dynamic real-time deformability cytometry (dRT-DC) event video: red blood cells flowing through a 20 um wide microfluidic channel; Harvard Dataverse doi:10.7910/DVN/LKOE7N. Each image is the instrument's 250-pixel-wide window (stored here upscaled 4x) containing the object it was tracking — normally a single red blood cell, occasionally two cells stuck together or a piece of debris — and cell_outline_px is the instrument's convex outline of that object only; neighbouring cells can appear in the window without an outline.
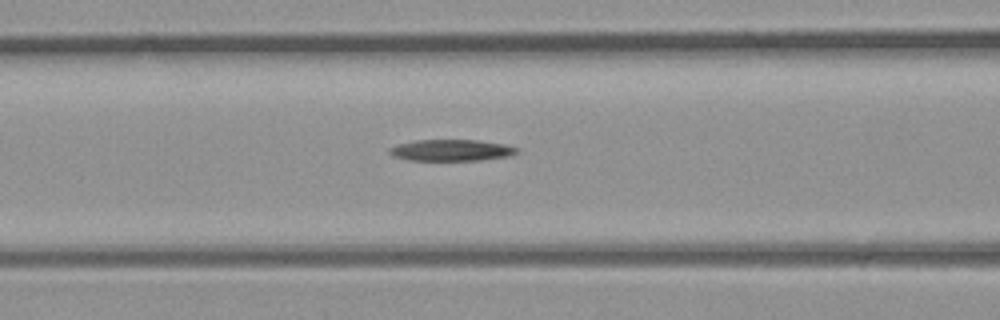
{"species": "common noctule bat (a hibernating species)", "species_latin": "Nyctalus noctula", "temperature_condition": "room temperature", "stored_images_in_passage": 25, "camera_frame_rate_fps": 3000, "um_per_image_px": 0.085, "animal": {"sex": "male", "body_mass_g": 23.1, "forearm_length_mm": 52.7}, "frame": {"image": 1, "passage_image": 5, "time_ms": 1.333, "image_size_px": [1000, 320], "cell_outline_px": [[520, 152], [512, 156], [484, 160], [408, 160], [392, 156], [388, 152], [388, 148], [400, 144], [416, 140], [476, 140], [504, 144], [520, 148]], "centroid_in_image_um": [38.42, 12.78], "position_along_channel_um": 128.2, "area_um2": 16.07}}
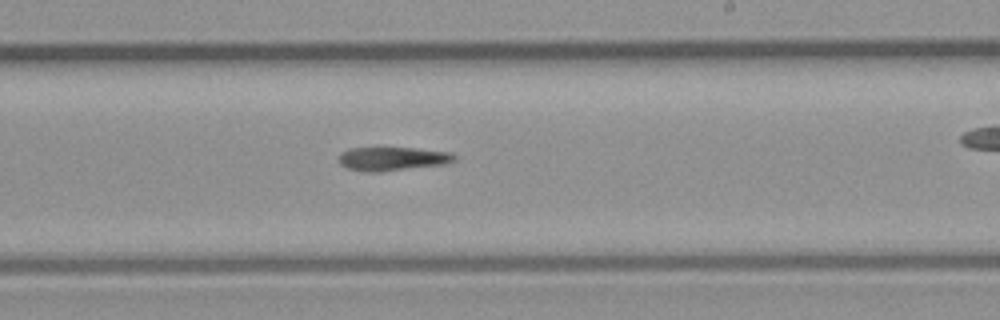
{"frame": {"image": 2, "passage_image": 12, "time_ms": 3.667, "image_size_px": [1000, 320], "cell_outline_px": [[456, 160], [444, 164], [380, 172], [364, 172], [348, 168], [340, 164], [340, 152], [348, 148], [416, 148], [452, 152], [456, 156]], "centroid_in_image_um": [33.37, 13.49], "position_along_channel_um": 255.6, "area_um2": 16.01}}
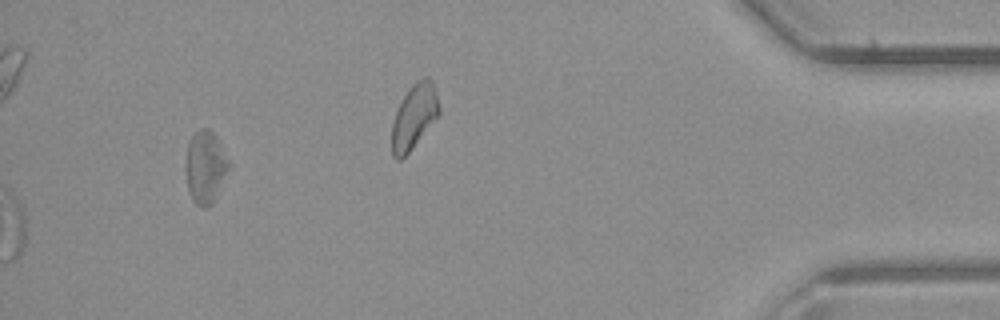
{"frame": {"image": 3, "passage_image": 25, "time_ms": 8.0, "image_size_px": [1000, 320], "cell_outline_px": [[232, 168], [212, 204], [204, 208], [200, 208], [192, 200], [188, 188], [184, 168], [184, 164], [188, 144], [192, 136], [200, 128], [208, 128], [220, 140], [232, 164]], "centroid_in_image_um": [17.5, 14.2], "position_along_channel_um": 417.7, "area_um2": 19.02}}